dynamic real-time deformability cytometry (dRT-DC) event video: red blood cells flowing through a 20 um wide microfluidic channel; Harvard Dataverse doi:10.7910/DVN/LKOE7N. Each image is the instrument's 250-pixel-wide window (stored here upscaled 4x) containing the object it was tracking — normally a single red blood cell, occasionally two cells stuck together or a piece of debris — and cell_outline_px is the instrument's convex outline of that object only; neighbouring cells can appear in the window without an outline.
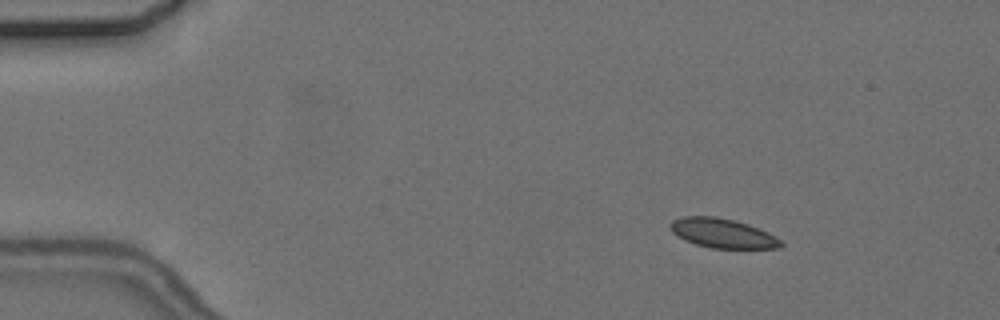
{"species": "common noctule bat (a hibernating species)", "species_latin": "Nyctalus noctula", "temperature_condition": "cold", "stored_images_in_passage": 9, "camera_frame_rate_fps": 3000, "um_per_image_px": 0.085, "animal": {"sex": "female", "body_mass_g": 24.6, "forearm_length_mm": 56.2}, "frame": {"image": 1, "passage_image": 2, "time_ms": 1.333, "image_size_px": [1000, 320], "cell_outline_px": [[784, 244], [780, 248], [712, 248], [696, 244], [684, 240], [676, 236], [668, 228], [668, 224], [672, 220], [684, 216], [716, 216], [748, 224], [760, 228], [776, 236]], "centroid_in_image_um": [61.39, 19.82], "position_along_channel_um": 23.6, "area_um2": 19.13}}
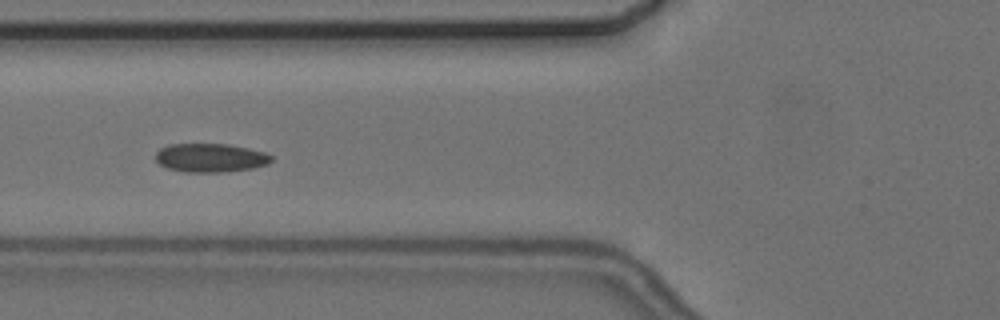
{"frame": {"image": 2, "passage_image": 6, "time_ms": 6.0, "image_size_px": [1000, 320], "cell_outline_px": [[272, 160], [268, 164], [252, 168], [228, 172], [184, 172], [168, 168], [160, 164], [156, 160], [156, 152], [160, 148], [168, 144], [228, 144], [248, 148], [264, 152], [272, 156]], "centroid_in_image_um": [17.89, 13.41], "position_along_channel_um": 107.9, "area_um2": 19.42}}